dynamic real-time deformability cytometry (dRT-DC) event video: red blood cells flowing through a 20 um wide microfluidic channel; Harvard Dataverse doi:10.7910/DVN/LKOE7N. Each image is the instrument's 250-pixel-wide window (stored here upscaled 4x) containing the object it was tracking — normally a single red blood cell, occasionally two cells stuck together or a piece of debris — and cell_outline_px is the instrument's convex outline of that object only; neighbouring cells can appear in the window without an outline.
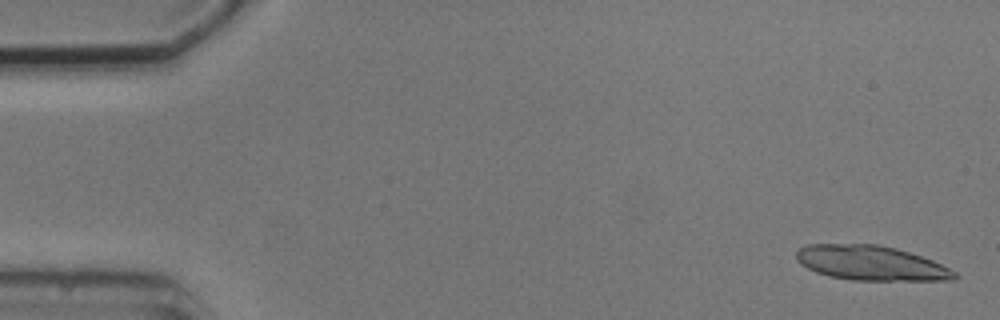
{"species": "common noctule bat (a hibernating species)", "species_latin": "Nyctalus noctula", "temperature_condition": "cold", "stored_images_in_passage": 5, "camera_frame_rate_fps": 3000, "um_per_image_px": 0.085, "animal": {"sex": "male", "body_mass_g": 20.5, "forearm_length_mm": 52.5}, "frame": {"image": 1, "passage_image": 1, "time_ms": 0.0, "image_size_px": [1000, 320], "cell_outline_px": [[956, 276], [952, 280], [852, 280], [832, 276], [816, 272], [800, 264], [796, 260], [796, 252], [800, 248], [808, 244], [876, 244], [896, 248], [932, 260], [956, 272]], "centroid_in_image_um": [73.99, 22.35], "position_along_channel_um": 11.0, "area_um2": 31.67}}